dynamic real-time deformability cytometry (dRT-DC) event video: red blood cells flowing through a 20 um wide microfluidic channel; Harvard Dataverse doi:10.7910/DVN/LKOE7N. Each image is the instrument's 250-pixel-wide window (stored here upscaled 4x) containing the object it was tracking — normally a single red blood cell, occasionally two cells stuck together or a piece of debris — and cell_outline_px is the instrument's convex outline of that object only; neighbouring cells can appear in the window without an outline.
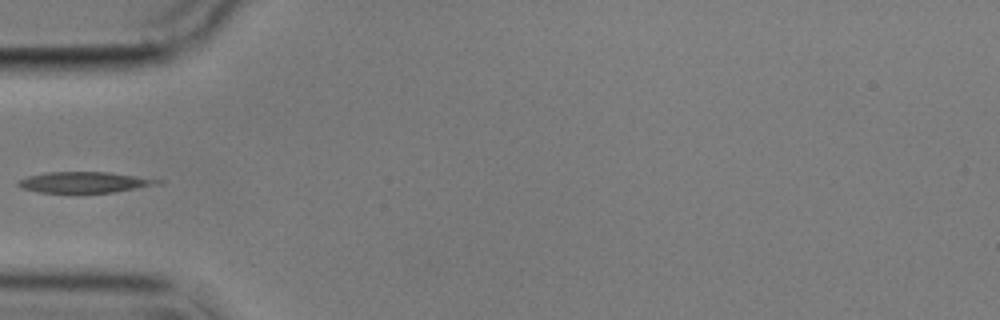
{"species": "common noctule bat (a hibernating species)", "species_latin": "Nyctalus noctula", "temperature_condition": "cold", "stored_images_in_passage": 4, "camera_frame_rate_fps": 3000, "um_per_image_px": 0.085, "animal": {"sex": "male", "body_mass_g": 17.9}, "frame": {"image": 1, "passage_image": 3, "time_ms": 2.333, "image_size_px": [1000, 320], "cell_outline_px": [[164, 180], [160, 184], [112, 192], [40, 192], [20, 188], [16, 184], [20, 180], [28, 176], [48, 172], [108, 172]], "centroid_in_image_um": [7.17, 15.48], "position_along_channel_um": 77.8, "area_um2": 16.7}}
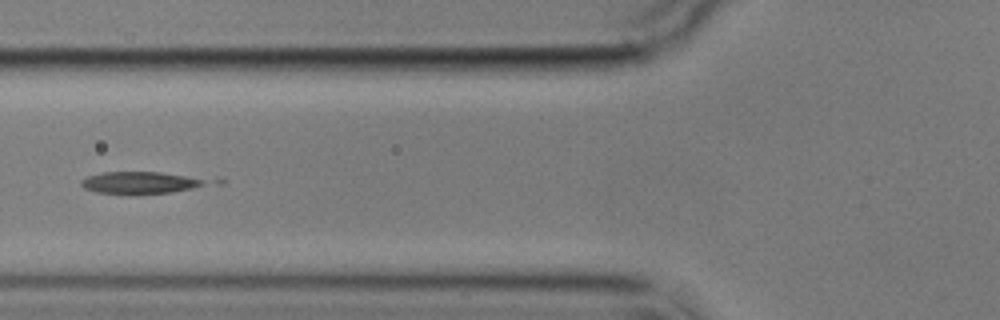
{"frame": {"image": 2, "passage_image": 4, "time_ms": 3.333, "image_size_px": [1000, 320], "cell_outline_px": [[204, 184], [192, 188], [172, 192], [136, 196], [132, 196], [96, 192], [84, 188], [80, 184], [80, 180], [88, 176], [104, 172], [160, 172], [184, 176], [204, 180]], "centroid_in_image_um": [11.77, 15.56], "position_along_channel_um": 114.0, "area_um2": 16.13}}